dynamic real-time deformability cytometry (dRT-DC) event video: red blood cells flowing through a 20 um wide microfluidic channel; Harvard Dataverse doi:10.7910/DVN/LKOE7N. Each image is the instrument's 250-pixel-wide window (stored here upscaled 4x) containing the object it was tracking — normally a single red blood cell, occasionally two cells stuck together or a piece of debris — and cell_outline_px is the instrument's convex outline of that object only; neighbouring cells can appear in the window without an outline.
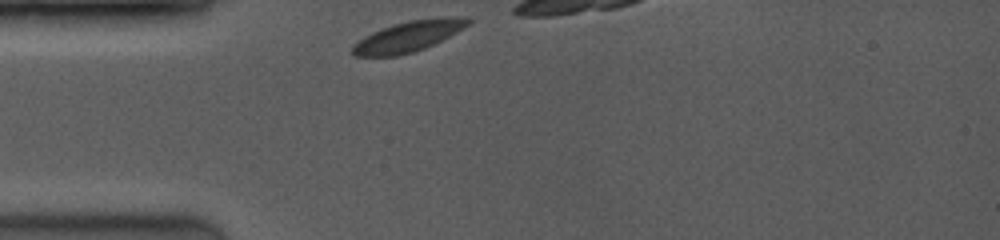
{"species": "common noctule bat (a hibernating species)", "species_latin": "Nyctalus noctula", "temperature_condition": "room temperature", "stored_images_in_passage": 6, "camera_frame_rate_fps": 3500, "um_per_image_px": 0.085, "animal": {"sex": "female", "body_mass_g": 19.0, "forearm_length_mm": 53.3}, "frame": {"image": 1, "passage_image": 1, "time_ms": 0.0, "image_size_px": [1000, 240], "cell_outline_px": [[472, 20], [468, 24], [456, 32], [424, 48], [412, 52], [396, 56], [352, 56], [352, 44], [364, 36], [380, 28], [408, 20], [440, 16], [468, 16]], "centroid_in_image_um": [34.69, 3.06], "position_along_channel_um": 50.3, "area_um2": 20.75}}